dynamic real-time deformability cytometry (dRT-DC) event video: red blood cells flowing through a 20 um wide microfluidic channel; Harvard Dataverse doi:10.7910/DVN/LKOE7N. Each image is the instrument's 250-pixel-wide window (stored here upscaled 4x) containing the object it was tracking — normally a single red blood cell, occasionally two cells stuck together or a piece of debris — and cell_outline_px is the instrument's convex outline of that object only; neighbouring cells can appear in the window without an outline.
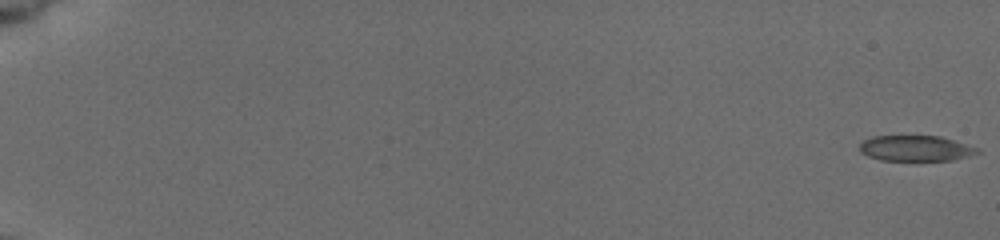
{"species": "common noctule bat (a hibernating species)", "species_latin": "Nyctalus noctula", "temperature_condition": "cold", "stored_images_in_passage": 8, "camera_frame_rate_fps": 3000, "um_per_image_px": 0.085, "animal": {"sex": "female", "body_mass_g": 19.5, "forearm_length_mm": 54.1}, "frame": {"image": 1, "passage_image": 1, "time_ms": 0.0, "image_size_px": [1000, 240], "cell_outline_px": [[980, 152], [968, 156], [952, 160], [880, 160], [868, 156], [860, 152], [860, 144], [864, 140], [872, 136], [940, 136], [980, 148]], "centroid_in_image_um": [77.84, 12.6], "position_along_channel_um": 7.2, "area_um2": 17.51}}
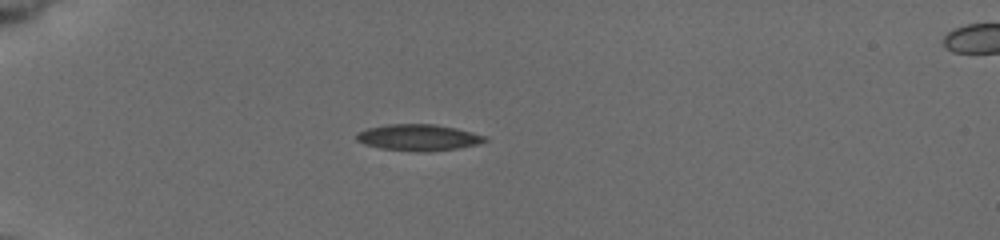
{"frame": {"image": 2, "passage_image": 6, "time_ms": 5.667, "image_size_px": [1000, 240], "cell_outline_px": [[488, 140], [476, 144], [456, 148], [424, 152], [420, 152], [380, 148], [364, 144], [356, 140], [356, 132], [368, 128], [388, 124], [436, 124], [456, 128], [472, 132], [484, 136]], "centroid_in_image_um": [35.52, 11.68], "position_along_channel_um": 49.5, "area_um2": 19.59}}
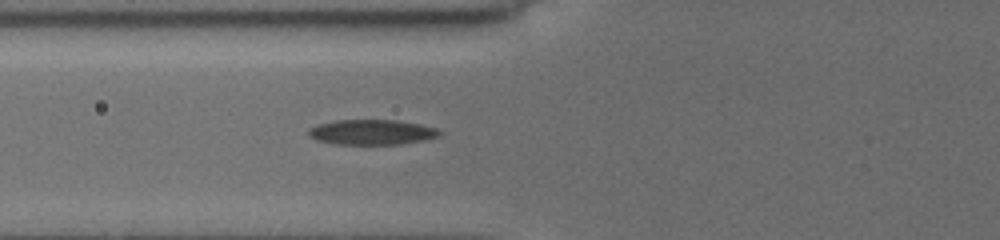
{"frame": {"image": 3, "passage_image": 8, "time_ms": 7.667, "image_size_px": [1000, 240], "cell_outline_px": [[440, 136], [424, 140], [400, 144], [336, 144], [316, 140], [308, 136], [308, 128], [316, 124], [336, 120], [396, 120], [420, 124], [436, 128], [440, 132]], "centroid_in_image_um": [31.56, 11.23], "position_along_channel_um": 94.2, "area_um2": 19.25}}